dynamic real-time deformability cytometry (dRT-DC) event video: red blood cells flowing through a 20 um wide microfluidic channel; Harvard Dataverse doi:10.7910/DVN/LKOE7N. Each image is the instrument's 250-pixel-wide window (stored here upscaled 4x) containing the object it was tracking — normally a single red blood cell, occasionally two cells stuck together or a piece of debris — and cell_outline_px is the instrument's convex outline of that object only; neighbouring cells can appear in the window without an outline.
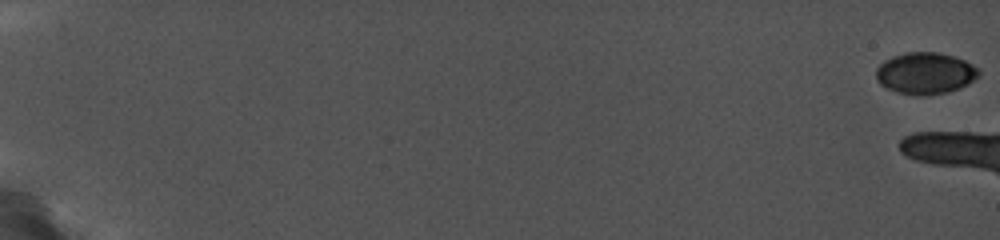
{"species": "common noctule bat (a hibernating species)", "species_latin": "Nyctalus noctula", "temperature_condition": "cold", "stored_images_in_passage": 6, "camera_frame_rate_fps": 5000, "um_per_image_px": 0.085, "animal": {"sex": "female", "body_mass_g": 19.0, "forearm_length_mm": 56.7}, "frame": {"image": 1, "passage_image": 1, "time_ms": 0.0, "image_size_px": [1000, 240], "cell_outline_px": [[980, 76], [968, 84], [960, 88], [948, 92], [920, 96], [900, 92], [888, 88], [880, 84], [876, 80], [876, 68], [884, 60], [892, 56], [904, 52], [940, 52], [964, 60], [980, 68]], "centroid_in_image_um": [78.67, 6.21], "position_along_channel_um": 6.3, "area_um2": 25.09}}